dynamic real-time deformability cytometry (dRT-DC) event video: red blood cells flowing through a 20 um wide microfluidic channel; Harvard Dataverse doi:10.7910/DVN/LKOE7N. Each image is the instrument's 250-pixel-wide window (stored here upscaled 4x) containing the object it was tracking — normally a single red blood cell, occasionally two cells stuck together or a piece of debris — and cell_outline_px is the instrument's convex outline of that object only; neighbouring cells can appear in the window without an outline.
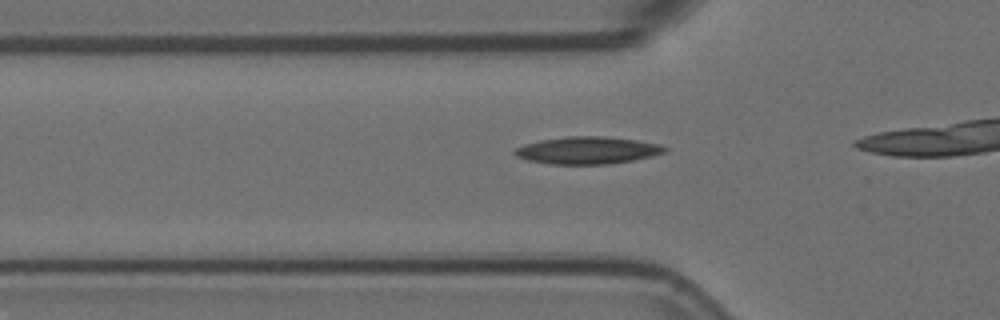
{"species": "Egyptian fruit bat (a non-hibernating species)", "species_latin": "Rousettus aegyptiacus", "temperature_condition": "room temperature", "stored_images_in_passage": 15, "camera_frame_rate_fps": 3000, "um_per_image_px": 0.085, "animal": {"sex": "female"}, "frame": {"image": 1, "passage_image": 10, "time_ms": 3.0, "image_size_px": [1000, 320], "cell_outline_px": [[668, 148], [664, 152], [652, 156], [632, 160], [608, 164], [548, 164], [528, 160], [516, 156], [512, 152], [516, 148], [524, 144], [540, 140], [568, 136], [604, 136], [636, 140], [656, 144]], "centroid_in_image_um": [49.88, 12.78], "position_along_channel_um": 75.9, "area_um2": 23.7}}
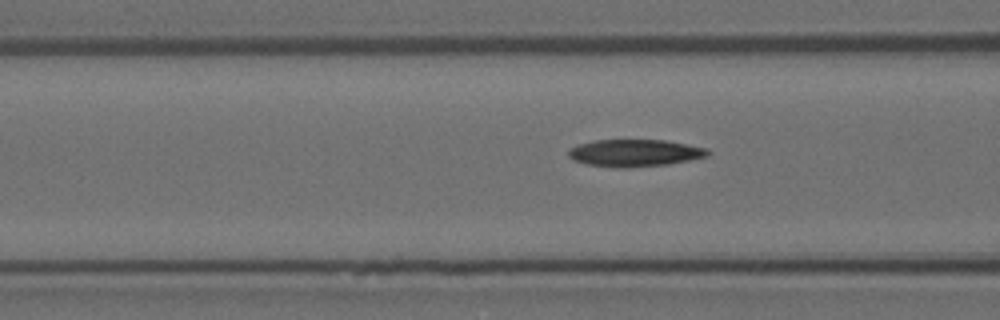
{"frame": {"image": 2, "passage_image": 13, "time_ms": 4.0, "image_size_px": [1000, 320], "cell_outline_px": [[712, 152], [708, 156], [668, 164], [628, 168], [612, 168], [588, 164], [572, 160], [568, 156], [568, 148], [592, 140], [664, 140], [708, 148]], "centroid_in_image_um": [53.94, 13.01], "position_along_channel_um": 112.7, "area_um2": 22.25}}